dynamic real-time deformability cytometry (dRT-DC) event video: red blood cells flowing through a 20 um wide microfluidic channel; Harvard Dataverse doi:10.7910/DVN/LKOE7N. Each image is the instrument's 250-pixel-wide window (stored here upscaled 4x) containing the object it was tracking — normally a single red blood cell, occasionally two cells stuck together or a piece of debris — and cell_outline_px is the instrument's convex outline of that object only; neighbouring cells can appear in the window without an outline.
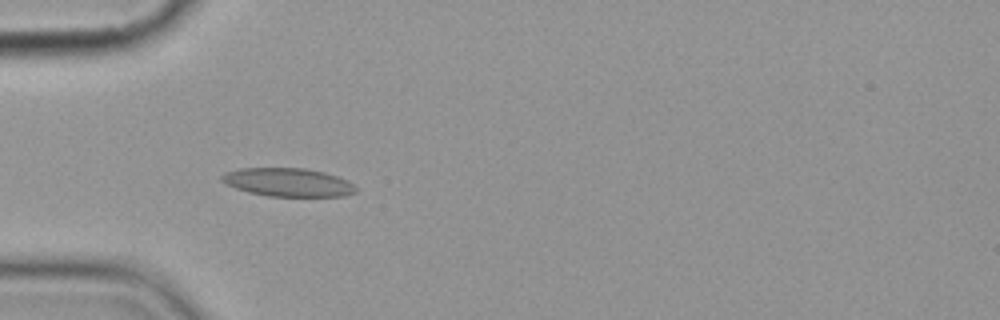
{"species": "common noctule bat (a hibernating species)", "species_latin": "Nyctalus noctula", "temperature_condition": "cold", "stored_images_in_passage": 6, "camera_frame_rate_fps": 3000, "um_per_image_px": 0.085, "animal": {"sex": "female", "body_mass_g": 19.9}, "frame": {"image": 1, "passage_image": 5, "time_ms": 5.667, "image_size_px": [1000, 320], "cell_outline_px": [[356, 192], [344, 196], [268, 196], [248, 192], [224, 184], [220, 180], [220, 176], [224, 172], [240, 168], [304, 168], [324, 172], [348, 180], [356, 188]], "centroid_in_image_um": [24.43, 15.49], "position_along_channel_um": 60.6, "area_um2": 22.25}}
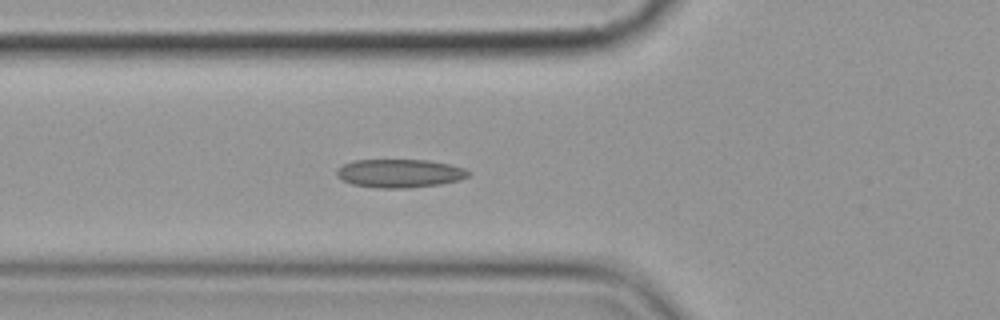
{"frame": {"image": 2, "passage_image": 6, "time_ms": 6.667, "image_size_px": [1000, 320], "cell_outline_px": [[472, 172], [468, 176], [460, 180], [440, 184], [404, 188], [376, 188], [352, 184], [336, 176], [336, 168], [352, 160], [428, 160], [448, 164], [464, 168]], "centroid_in_image_um": [33.96, 14.73], "position_along_channel_um": 91.8, "area_um2": 21.85}}